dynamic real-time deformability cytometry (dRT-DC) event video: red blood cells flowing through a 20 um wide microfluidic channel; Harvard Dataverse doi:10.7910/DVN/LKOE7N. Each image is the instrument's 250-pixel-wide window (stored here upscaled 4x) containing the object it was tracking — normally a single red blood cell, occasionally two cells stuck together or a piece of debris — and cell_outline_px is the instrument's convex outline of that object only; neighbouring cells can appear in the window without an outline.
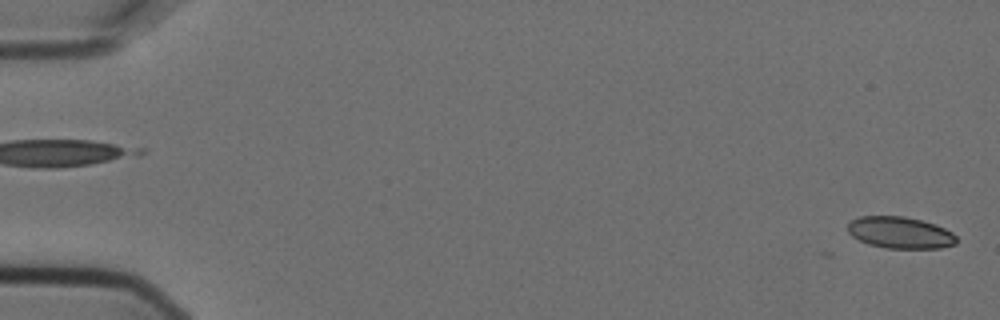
{"species": "Egyptian fruit bat (a non-hibernating species)", "species_latin": "Rousettus aegyptiacus", "temperature_condition": "cold", "stored_images_in_passage": 6, "segment_of_instrument_passage": [2, 2], "camera_frame_rate_fps": 3000, "um_per_image_px": 0.085, "animal": {"sex": "female"}, "frame": {"image": 1, "passage_image": 6, "time_ms": 1.667, "image_size_px": [1000, 320], "cell_outline_px": [[956, 244], [940, 248], [888, 248], [868, 244], [852, 236], [848, 232], [848, 224], [852, 220], [860, 216], [904, 216], [936, 224], [952, 232], [956, 236]], "centroid_in_image_um": [76.52, 19.77], "position_along_channel_um": 8.5, "area_um2": 20.0}}